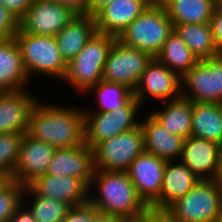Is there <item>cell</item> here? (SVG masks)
Segmentation results:
<instances>
[{"label": "cell", "instance_id": "obj_44", "mask_svg": "<svg viewBox=\"0 0 222 222\" xmlns=\"http://www.w3.org/2000/svg\"><path fill=\"white\" fill-rule=\"evenodd\" d=\"M9 181L10 179L6 175L0 173V189L4 187Z\"/></svg>", "mask_w": 222, "mask_h": 222}, {"label": "cell", "instance_id": "obj_35", "mask_svg": "<svg viewBox=\"0 0 222 222\" xmlns=\"http://www.w3.org/2000/svg\"><path fill=\"white\" fill-rule=\"evenodd\" d=\"M213 41L217 50L222 53V3H218L209 22Z\"/></svg>", "mask_w": 222, "mask_h": 222}, {"label": "cell", "instance_id": "obj_18", "mask_svg": "<svg viewBox=\"0 0 222 222\" xmlns=\"http://www.w3.org/2000/svg\"><path fill=\"white\" fill-rule=\"evenodd\" d=\"M154 0H112L95 15L97 33L116 38Z\"/></svg>", "mask_w": 222, "mask_h": 222}, {"label": "cell", "instance_id": "obj_11", "mask_svg": "<svg viewBox=\"0 0 222 222\" xmlns=\"http://www.w3.org/2000/svg\"><path fill=\"white\" fill-rule=\"evenodd\" d=\"M133 94L144 110L146 105L143 104H146V99L158 101L155 104L157 107L159 103L181 97V78L153 57L140 76Z\"/></svg>", "mask_w": 222, "mask_h": 222}, {"label": "cell", "instance_id": "obj_16", "mask_svg": "<svg viewBox=\"0 0 222 222\" xmlns=\"http://www.w3.org/2000/svg\"><path fill=\"white\" fill-rule=\"evenodd\" d=\"M38 100L39 96L30 90L4 92L0 96V134H26L31 112Z\"/></svg>", "mask_w": 222, "mask_h": 222}, {"label": "cell", "instance_id": "obj_13", "mask_svg": "<svg viewBox=\"0 0 222 222\" xmlns=\"http://www.w3.org/2000/svg\"><path fill=\"white\" fill-rule=\"evenodd\" d=\"M166 160L141 153L126 170L137 195L150 208L160 197Z\"/></svg>", "mask_w": 222, "mask_h": 222}, {"label": "cell", "instance_id": "obj_37", "mask_svg": "<svg viewBox=\"0 0 222 222\" xmlns=\"http://www.w3.org/2000/svg\"><path fill=\"white\" fill-rule=\"evenodd\" d=\"M60 5L70 8L77 15H84L86 9V0H52Z\"/></svg>", "mask_w": 222, "mask_h": 222}, {"label": "cell", "instance_id": "obj_23", "mask_svg": "<svg viewBox=\"0 0 222 222\" xmlns=\"http://www.w3.org/2000/svg\"><path fill=\"white\" fill-rule=\"evenodd\" d=\"M97 33L95 17L76 15L55 36L62 57L68 63L84 45Z\"/></svg>", "mask_w": 222, "mask_h": 222}, {"label": "cell", "instance_id": "obj_9", "mask_svg": "<svg viewBox=\"0 0 222 222\" xmlns=\"http://www.w3.org/2000/svg\"><path fill=\"white\" fill-rule=\"evenodd\" d=\"M181 96L193 103L222 104V53L198 61L181 78Z\"/></svg>", "mask_w": 222, "mask_h": 222}, {"label": "cell", "instance_id": "obj_22", "mask_svg": "<svg viewBox=\"0 0 222 222\" xmlns=\"http://www.w3.org/2000/svg\"><path fill=\"white\" fill-rule=\"evenodd\" d=\"M30 80L25 70L19 45L15 38L0 43V90L16 92L29 90Z\"/></svg>", "mask_w": 222, "mask_h": 222}, {"label": "cell", "instance_id": "obj_1", "mask_svg": "<svg viewBox=\"0 0 222 222\" xmlns=\"http://www.w3.org/2000/svg\"><path fill=\"white\" fill-rule=\"evenodd\" d=\"M42 102V103H41ZM38 100L30 115L26 135L55 149L78 147L85 143L83 109L75 105Z\"/></svg>", "mask_w": 222, "mask_h": 222}, {"label": "cell", "instance_id": "obj_47", "mask_svg": "<svg viewBox=\"0 0 222 222\" xmlns=\"http://www.w3.org/2000/svg\"><path fill=\"white\" fill-rule=\"evenodd\" d=\"M3 93H4V91H3V90H0V96H1Z\"/></svg>", "mask_w": 222, "mask_h": 222}, {"label": "cell", "instance_id": "obj_41", "mask_svg": "<svg viewBox=\"0 0 222 222\" xmlns=\"http://www.w3.org/2000/svg\"><path fill=\"white\" fill-rule=\"evenodd\" d=\"M92 222H120V217L98 213L92 220Z\"/></svg>", "mask_w": 222, "mask_h": 222}, {"label": "cell", "instance_id": "obj_39", "mask_svg": "<svg viewBox=\"0 0 222 222\" xmlns=\"http://www.w3.org/2000/svg\"><path fill=\"white\" fill-rule=\"evenodd\" d=\"M112 0H86L85 14L94 16L100 9Z\"/></svg>", "mask_w": 222, "mask_h": 222}, {"label": "cell", "instance_id": "obj_17", "mask_svg": "<svg viewBox=\"0 0 222 222\" xmlns=\"http://www.w3.org/2000/svg\"><path fill=\"white\" fill-rule=\"evenodd\" d=\"M222 146L190 135L184 140L180 161L199 179H215Z\"/></svg>", "mask_w": 222, "mask_h": 222}, {"label": "cell", "instance_id": "obj_42", "mask_svg": "<svg viewBox=\"0 0 222 222\" xmlns=\"http://www.w3.org/2000/svg\"><path fill=\"white\" fill-rule=\"evenodd\" d=\"M120 222H148V209L138 216L120 218Z\"/></svg>", "mask_w": 222, "mask_h": 222}, {"label": "cell", "instance_id": "obj_5", "mask_svg": "<svg viewBox=\"0 0 222 222\" xmlns=\"http://www.w3.org/2000/svg\"><path fill=\"white\" fill-rule=\"evenodd\" d=\"M172 31L173 24L164 6L153 1L116 39L156 57Z\"/></svg>", "mask_w": 222, "mask_h": 222}, {"label": "cell", "instance_id": "obj_21", "mask_svg": "<svg viewBox=\"0 0 222 222\" xmlns=\"http://www.w3.org/2000/svg\"><path fill=\"white\" fill-rule=\"evenodd\" d=\"M200 179L180 160L167 161L159 199L150 207L166 211L183 197Z\"/></svg>", "mask_w": 222, "mask_h": 222}, {"label": "cell", "instance_id": "obj_15", "mask_svg": "<svg viewBox=\"0 0 222 222\" xmlns=\"http://www.w3.org/2000/svg\"><path fill=\"white\" fill-rule=\"evenodd\" d=\"M94 170L93 149L84 143L78 147L56 149L46 174L76 177L89 187Z\"/></svg>", "mask_w": 222, "mask_h": 222}, {"label": "cell", "instance_id": "obj_25", "mask_svg": "<svg viewBox=\"0 0 222 222\" xmlns=\"http://www.w3.org/2000/svg\"><path fill=\"white\" fill-rule=\"evenodd\" d=\"M173 25L211 21L218 0H159Z\"/></svg>", "mask_w": 222, "mask_h": 222}, {"label": "cell", "instance_id": "obj_20", "mask_svg": "<svg viewBox=\"0 0 222 222\" xmlns=\"http://www.w3.org/2000/svg\"><path fill=\"white\" fill-rule=\"evenodd\" d=\"M147 113L140 120L144 131L145 152L166 161L179 160L185 138L171 134L150 112Z\"/></svg>", "mask_w": 222, "mask_h": 222}, {"label": "cell", "instance_id": "obj_30", "mask_svg": "<svg viewBox=\"0 0 222 222\" xmlns=\"http://www.w3.org/2000/svg\"><path fill=\"white\" fill-rule=\"evenodd\" d=\"M23 205L34 216L36 222H63L71 207L66 202L39 196L29 186H25Z\"/></svg>", "mask_w": 222, "mask_h": 222}, {"label": "cell", "instance_id": "obj_2", "mask_svg": "<svg viewBox=\"0 0 222 222\" xmlns=\"http://www.w3.org/2000/svg\"><path fill=\"white\" fill-rule=\"evenodd\" d=\"M88 202L99 212L120 218L134 217L149 207L137 195L126 171L94 170Z\"/></svg>", "mask_w": 222, "mask_h": 222}, {"label": "cell", "instance_id": "obj_12", "mask_svg": "<svg viewBox=\"0 0 222 222\" xmlns=\"http://www.w3.org/2000/svg\"><path fill=\"white\" fill-rule=\"evenodd\" d=\"M77 14L52 0H34L19 19V29L33 35L56 36Z\"/></svg>", "mask_w": 222, "mask_h": 222}, {"label": "cell", "instance_id": "obj_24", "mask_svg": "<svg viewBox=\"0 0 222 222\" xmlns=\"http://www.w3.org/2000/svg\"><path fill=\"white\" fill-rule=\"evenodd\" d=\"M162 108H152L149 112L171 134L187 138L191 135L193 102L180 97L162 102Z\"/></svg>", "mask_w": 222, "mask_h": 222}, {"label": "cell", "instance_id": "obj_4", "mask_svg": "<svg viewBox=\"0 0 222 222\" xmlns=\"http://www.w3.org/2000/svg\"><path fill=\"white\" fill-rule=\"evenodd\" d=\"M116 37L96 33L67 63V71L62 83L73 88L76 94H84L102 80L107 54Z\"/></svg>", "mask_w": 222, "mask_h": 222}, {"label": "cell", "instance_id": "obj_45", "mask_svg": "<svg viewBox=\"0 0 222 222\" xmlns=\"http://www.w3.org/2000/svg\"><path fill=\"white\" fill-rule=\"evenodd\" d=\"M215 222H222V213H221V215L215 220Z\"/></svg>", "mask_w": 222, "mask_h": 222}, {"label": "cell", "instance_id": "obj_6", "mask_svg": "<svg viewBox=\"0 0 222 222\" xmlns=\"http://www.w3.org/2000/svg\"><path fill=\"white\" fill-rule=\"evenodd\" d=\"M165 212L177 222H215L222 213V188L215 179H200Z\"/></svg>", "mask_w": 222, "mask_h": 222}, {"label": "cell", "instance_id": "obj_8", "mask_svg": "<svg viewBox=\"0 0 222 222\" xmlns=\"http://www.w3.org/2000/svg\"><path fill=\"white\" fill-rule=\"evenodd\" d=\"M144 151V131L139 125L97 144L93 148L94 166L102 171H126Z\"/></svg>", "mask_w": 222, "mask_h": 222}, {"label": "cell", "instance_id": "obj_26", "mask_svg": "<svg viewBox=\"0 0 222 222\" xmlns=\"http://www.w3.org/2000/svg\"><path fill=\"white\" fill-rule=\"evenodd\" d=\"M191 135L222 146L221 103H193Z\"/></svg>", "mask_w": 222, "mask_h": 222}, {"label": "cell", "instance_id": "obj_10", "mask_svg": "<svg viewBox=\"0 0 222 222\" xmlns=\"http://www.w3.org/2000/svg\"><path fill=\"white\" fill-rule=\"evenodd\" d=\"M152 56L115 39L106 58L102 80L119 83L132 91Z\"/></svg>", "mask_w": 222, "mask_h": 222}, {"label": "cell", "instance_id": "obj_29", "mask_svg": "<svg viewBox=\"0 0 222 222\" xmlns=\"http://www.w3.org/2000/svg\"><path fill=\"white\" fill-rule=\"evenodd\" d=\"M156 58L182 78L197 62L186 43L173 30Z\"/></svg>", "mask_w": 222, "mask_h": 222}, {"label": "cell", "instance_id": "obj_19", "mask_svg": "<svg viewBox=\"0 0 222 222\" xmlns=\"http://www.w3.org/2000/svg\"><path fill=\"white\" fill-rule=\"evenodd\" d=\"M37 195L79 206L88 202L89 187L76 177L39 176L28 185Z\"/></svg>", "mask_w": 222, "mask_h": 222}, {"label": "cell", "instance_id": "obj_34", "mask_svg": "<svg viewBox=\"0 0 222 222\" xmlns=\"http://www.w3.org/2000/svg\"><path fill=\"white\" fill-rule=\"evenodd\" d=\"M99 212L89 203H85L79 206H71L63 222H92L93 218Z\"/></svg>", "mask_w": 222, "mask_h": 222}, {"label": "cell", "instance_id": "obj_3", "mask_svg": "<svg viewBox=\"0 0 222 222\" xmlns=\"http://www.w3.org/2000/svg\"><path fill=\"white\" fill-rule=\"evenodd\" d=\"M14 38L19 45L30 82L38 75L40 78H56L61 83L67 71V62L54 36L33 35L18 29Z\"/></svg>", "mask_w": 222, "mask_h": 222}, {"label": "cell", "instance_id": "obj_38", "mask_svg": "<svg viewBox=\"0 0 222 222\" xmlns=\"http://www.w3.org/2000/svg\"><path fill=\"white\" fill-rule=\"evenodd\" d=\"M9 222H36V220L30 211L22 205L10 218Z\"/></svg>", "mask_w": 222, "mask_h": 222}, {"label": "cell", "instance_id": "obj_43", "mask_svg": "<svg viewBox=\"0 0 222 222\" xmlns=\"http://www.w3.org/2000/svg\"><path fill=\"white\" fill-rule=\"evenodd\" d=\"M215 181L222 188V150H221V154H220L219 168H218V172H217V176L215 178Z\"/></svg>", "mask_w": 222, "mask_h": 222}, {"label": "cell", "instance_id": "obj_36", "mask_svg": "<svg viewBox=\"0 0 222 222\" xmlns=\"http://www.w3.org/2000/svg\"><path fill=\"white\" fill-rule=\"evenodd\" d=\"M5 7L20 19L33 4L34 0H1Z\"/></svg>", "mask_w": 222, "mask_h": 222}, {"label": "cell", "instance_id": "obj_14", "mask_svg": "<svg viewBox=\"0 0 222 222\" xmlns=\"http://www.w3.org/2000/svg\"><path fill=\"white\" fill-rule=\"evenodd\" d=\"M55 150L53 146L24 134L12 180L28 186L39 176L45 175Z\"/></svg>", "mask_w": 222, "mask_h": 222}, {"label": "cell", "instance_id": "obj_46", "mask_svg": "<svg viewBox=\"0 0 222 222\" xmlns=\"http://www.w3.org/2000/svg\"><path fill=\"white\" fill-rule=\"evenodd\" d=\"M4 40H5V38L0 34V43Z\"/></svg>", "mask_w": 222, "mask_h": 222}, {"label": "cell", "instance_id": "obj_27", "mask_svg": "<svg viewBox=\"0 0 222 222\" xmlns=\"http://www.w3.org/2000/svg\"><path fill=\"white\" fill-rule=\"evenodd\" d=\"M173 30L186 43L198 61L220 54L217 50L209 23H184L173 25Z\"/></svg>", "mask_w": 222, "mask_h": 222}, {"label": "cell", "instance_id": "obj_32", "mask_svg": "<svg viewBox=\"0 0 222 222\" xmlns=\"http://www.w3.org/2000/svg\"><path fill=\"white\" fill-rule=\"evenodd\" d=\"M24 191L25 186L13 180L0 189V222H9L23 205Z\"/></svg>", "mask_w": 222, "mask_h": 222}, {"label": "cell", "instance_id": "obj_7", "mask_svg": "<svg viewBox=\"0 0 222 222\" xmlns=\"http://www.w3.org/2000/svg\"><path fill=\"white\" fill-rule=\"evenodd\" d=\"M142 108L133 97L124 107L108 113L83 112L86 145L93 149L104 140L138 127Z\"/></svg>", "mask_w": 222, "mask_h": 222}, {"label": "cell", "instance_id": "obj_33", "mask_svg": "<svg viewBox=\"0 0 222 222\" xmlns=\"http://www.w3.org/2000/svg\"><path fill=\"white\" fill-rule=\"evenodd\" d=\"M18 29L19 19L0 0V34L5 39L13 38Z\"/></svg>", "mask_w": 222, "mask_h": 222}, {"label": "cell", "instance_id": "obj_40", "mask_svg": "<svg viewBox=\"0 0 222 222\" xmlns=\"http://www.w3.org/2000/svg\"><path fill=\"white\" fill-rule=\"evenodd\" d=\"M148 222H177L173 220L165 211L148 209Z\"/></svg>", "mask_w": 222, "mask_h": 222}, {"label": "cell", "instance_id": "obj_28", "mask_svg": "<svg viewBox=\"0 0 222 222\" xmlns=\"http://www.w3.org/2000/svg\"><path fill=\"white\" fill-rule=\"evenodd\" d=\"M86 94L95 96L93 100L96 106L93 109L91 107L85 109L84 107L83 112L108 113L124 107L134 97L133 91L127 86L104 80L92 86L84 95Z\"/></svg>", "mask_w": 222, "mask_h": 222}, {"label": "cell", "instance_id": "obj_31", "mask_svg": "<svg viewBox=\"0 0 222 222\" xmlns=\"http://www.w3.org/2000/svg\"><path fill=\"white\" fill-rule=\"evenodd\" d=\"M24 134H0V173L12 180L19 158L20 144Z\"/></svg>", "mask_w": 222, "mask_h": 222}]
</instances>
